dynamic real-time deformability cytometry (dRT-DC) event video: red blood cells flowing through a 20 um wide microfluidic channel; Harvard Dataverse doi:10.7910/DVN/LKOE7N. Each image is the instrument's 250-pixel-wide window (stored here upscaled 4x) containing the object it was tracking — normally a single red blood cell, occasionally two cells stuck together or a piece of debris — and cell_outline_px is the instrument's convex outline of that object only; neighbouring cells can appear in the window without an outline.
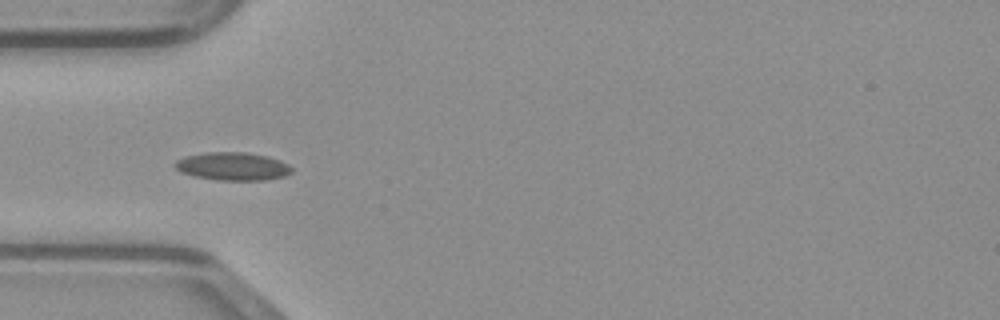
{"species": "common noctule bat (a hibernating species)", "species_latin": "Nyctalus noctula", "temperature_condition": "warm", "stored_images_in_passage": 27, "camera_frame_rate_fps": 3000, "um_per_image_px": 0.085, "animal": {"sex": "male", "body_mass_g": 23.1, "forearm_length_mm": 52.7}, "frame": {"image": 1, "passage_image": 1, "time_ms": 0.0, "image_size_px": [1000, 320], "cell_outline_px": [[292, 172], [284, 176], [264, 180], [216, 180], [196, 176], [180, 172], [172, 164], [176, 160], [184, 156], [204, 152], [248, 152], [268, 156], [280, 160], [288, 164], [292, 168]], "centroid_in_image_um": [19.76, 14.12], "position_along_channel_um": 65.2, "area_um2": 19.25}}
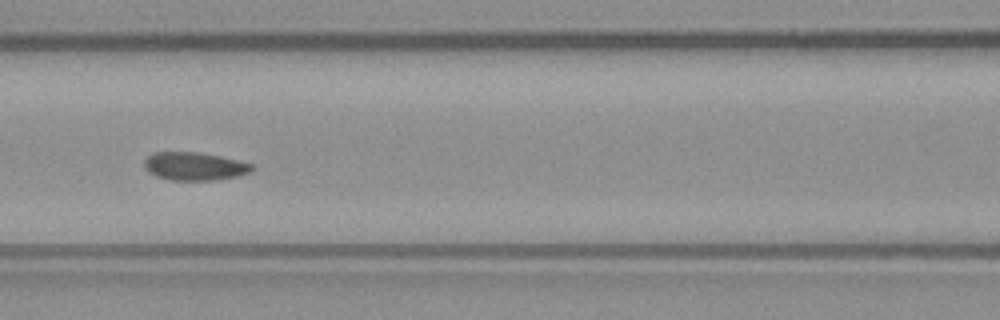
{"frame": {"image": 2, "passage_image": 7, "time_ms": 2.0, "image_size_px": [1000, 320], "cell_outline_px": [[256, 168], [252, 172], [236, 176], [216, 180], [172, 180], [156, 176], [148, 172], [144, 168], [144, 160], [152, 152], [200, 152], [220, 156], [256, 164]], "centroid_in_image_um": [16.57, 14.13], "position_along_channel_um": 150.0, "area_um2": 17.92}}
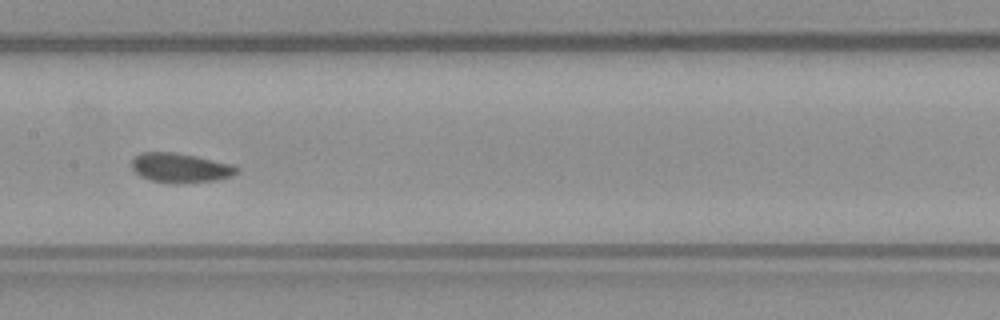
{"frame": {"image": 3, "passage_image": 10, "time_ms": 3.0, "image_size_px": [1000, 320], "cell_outline_px": [[240, 172], [232, 176], [216, 180], [152, 180], [140, 176], [132, 168], [132, 160], [140, 152], [176, 152], [196, 156], [232, 164], [240, 168]], "centroid_in_image_um": [15.36, 14.2], "position_along_channel_um": 192.0, "area_um2": 17.22}}